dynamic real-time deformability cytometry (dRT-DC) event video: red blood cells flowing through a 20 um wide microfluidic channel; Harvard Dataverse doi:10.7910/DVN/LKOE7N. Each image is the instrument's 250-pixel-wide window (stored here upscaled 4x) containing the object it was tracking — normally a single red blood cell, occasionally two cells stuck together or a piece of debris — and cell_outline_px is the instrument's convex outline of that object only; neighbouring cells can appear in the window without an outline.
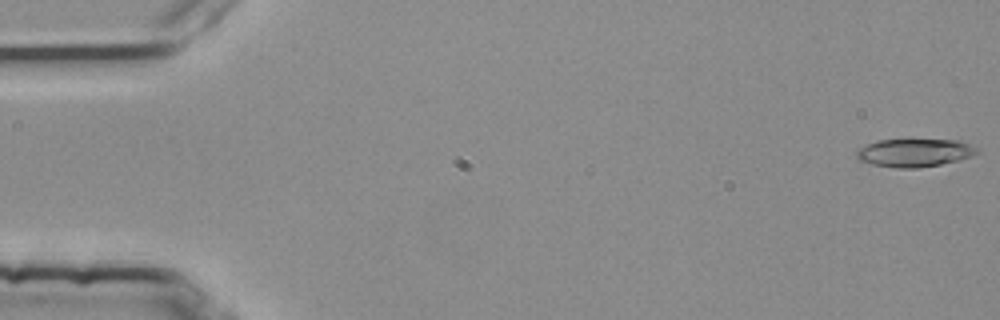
{"species": "common noctule bat (a hibernating species)", "species_latin": "Nyctalus noctula", "temperature_condition": "room temperature", "stored_images_in_passage": 5, "camera_frame_rate_fps": 3000, "um_per_image_px": 0.085, "animal": {"sex": "female", "body_mass_g": 25.1}, "frame": {"image": 1, "passage_image": 1, "time_ms": 0.0, "image_size_px": [1000, 320], "cell_outline_px": [[980, 152], [972, 156], [960, 160], [940, 164], [916, 168], [896, 168], [872, 164], [860, 160], [856, 156], [856, 152], [860, 148], [876, 140], [960, 140], [976, 148]], "centroid_in_image_um": [77.75, 12.98], "position_along_channel_um": 7.3, "area_um2": 19.54}}
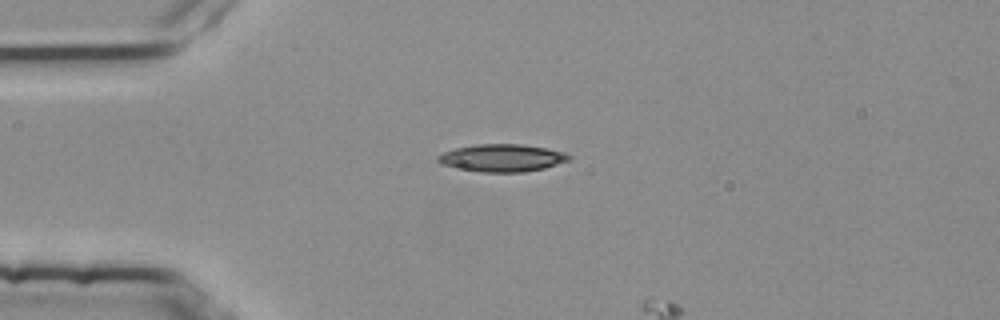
{"frame": {"image": 2, "passage_image": 4, "time_ms": 1.0, "image_size_px": [1000, 320], "cell_outline_px": [[572, 160], [544, 168], [524, 172], [484, 172], [440, 164], [436, 160], [436, 156], [444, 152], [456, 148], [476, 144], [524, 144], [564, 152], [572, 156]], "centroid_in_image_um": [42.71, 13.42], "position_along_channel_um": 42.3, "area_um2": 20.92}}